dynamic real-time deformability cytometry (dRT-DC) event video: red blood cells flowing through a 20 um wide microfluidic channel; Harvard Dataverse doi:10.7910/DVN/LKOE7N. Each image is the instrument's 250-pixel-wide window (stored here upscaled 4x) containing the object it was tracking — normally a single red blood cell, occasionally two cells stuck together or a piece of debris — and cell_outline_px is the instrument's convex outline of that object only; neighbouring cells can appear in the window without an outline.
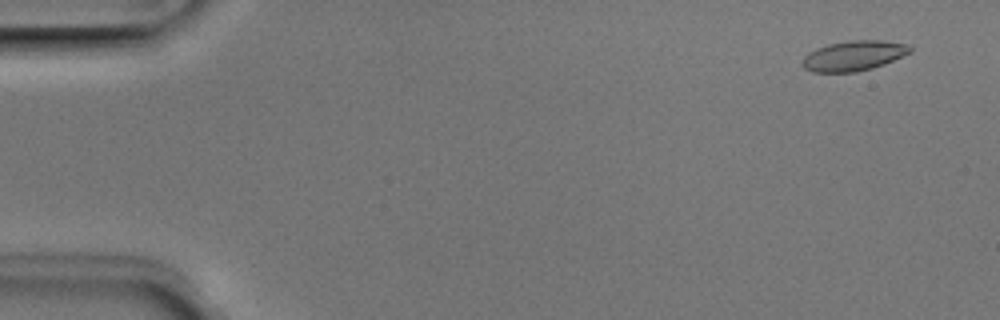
{"species": "Egyptian fruit bat (a non-hibernating species)", "species_latin": "Rousettus aegyptiacus", "temperature_condition": "room temperature", "stored_images_in_passage": 5, "camera_frame_rate_fps": 3000, "um_per_image_px": 0.085, "animal": {"sex": "male"}, "frame": {"image": 1, "passage_image": 1, "time_ms": 0.0, "image_size_px": [1000, 320], "cell_outline_px": [[912, 52], [884, 64], [872, 68], [856, 72], [812, 72], [804, 68], [800, 64], [804, 56], [808, 52], [816, 48], [828, 44], [848, 40], [880, 40], [908, 44], [912, 48]], "centroid_in_image_um": [72.54, 4.73], "position_along_channel_um": 12.5, "area_um2": 19.07}}
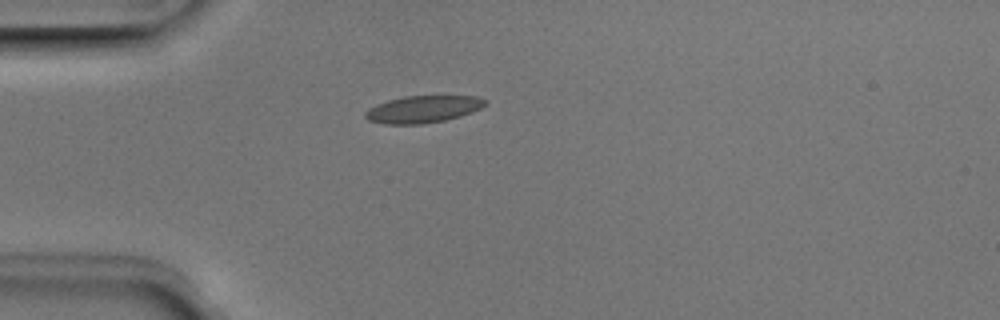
{"frame": {"image": 2, "passage_image": 4, "time_ms": 1.0, "image_size_px": [1000, 320], "cell_outline_px": [[488, 104], [472, 112], [460, 116], [444, 120], [420, 124], [384, 124], [368, 120], [364, 116], [364, 112], [368, 108], [376, 104], [388, 100], [404, 96], [476, 96], [488, 100]], "centroid_in_image_um": [35.95, 9.28], "position_along_channel_um": 49.1, "area_um2": 19.02}}